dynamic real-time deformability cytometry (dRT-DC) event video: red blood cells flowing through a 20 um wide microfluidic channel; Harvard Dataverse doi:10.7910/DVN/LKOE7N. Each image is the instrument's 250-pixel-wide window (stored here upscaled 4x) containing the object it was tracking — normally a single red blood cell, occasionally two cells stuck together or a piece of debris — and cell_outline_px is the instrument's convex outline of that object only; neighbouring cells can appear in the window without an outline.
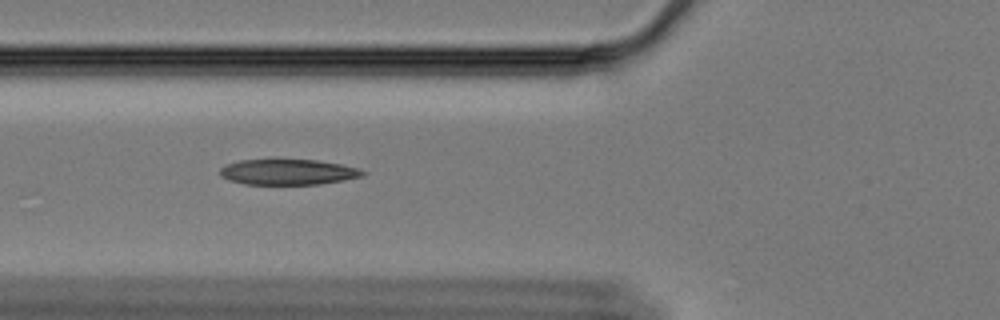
{"species": "Egyptian fruit bat (a non-hibernating species)", "species_latin": "Rousettus aegyptiacus", "temperature_condition": "cold", "stored_images_in_passage": 28, "camera_frame_rate_fps": 3000, "um_per_image_px": 0.085, "animal": {"sex": "female"}, "frame": {"image": 1, "passage_image": 7, "time_ms": 2.0, "image_size_px": [1000, 320], "cell_outline_px": [[368, 172], [364, 176], [344, 180], [320, 184], [244, 184], [228, 180], [220, 176], [220, 168], [228, 164], [240, 160], [272, 156], [316, 160], [340, 164], [360, 168]], "centroid_in_image_um": [24.47, 14.57], "position_along_channel_um": 101.3, "area_um2": 22.37}}
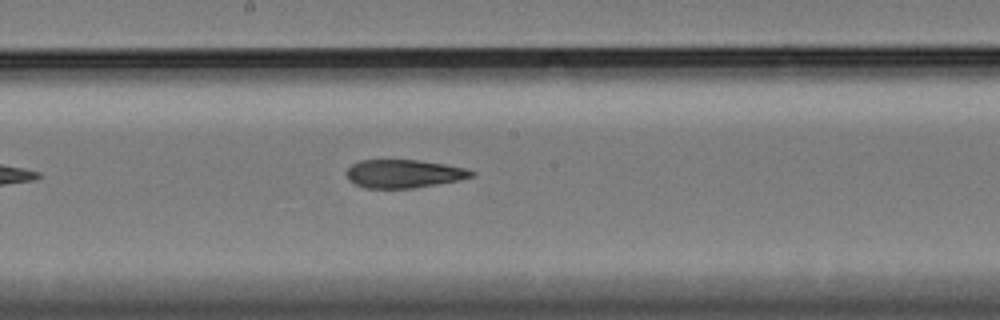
{"frame": {"image": 2, "passage_image": 17, "time_ms": 5.333, "image_size_px": [1000, 320], "cell_outline_px": [[476, 176], [460, 180], [412, 188], [364, 188], [348, 180], [348, 168], [352, 164], [360, 160], [420, 160], [468, 168], [476, 172]], "centroid_in_image_um": [34.38, 14.76], "position_along_channel_um": 213.8, "area_um2": 20.63}}
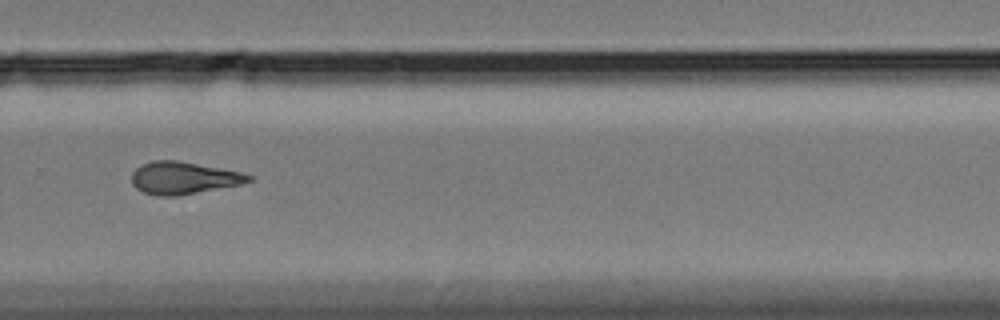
{"frame": {"image": 3, "passage_image": 26, "time_ms": 8.333, "image_size_px": [1000, 320], "cell_outline_px": [[252, 180], [240, 184], [172, 196], [156, 196], [144, 192], [136, 188], [132, 184], [132, 172], [140, 164], [152, 160], [176, 160], [240, 172], [252, 176]], "centroid_in_image_um": [15.52, 15.11], "position_along_channel_um": 314.3, "area_um2": 21.62}}